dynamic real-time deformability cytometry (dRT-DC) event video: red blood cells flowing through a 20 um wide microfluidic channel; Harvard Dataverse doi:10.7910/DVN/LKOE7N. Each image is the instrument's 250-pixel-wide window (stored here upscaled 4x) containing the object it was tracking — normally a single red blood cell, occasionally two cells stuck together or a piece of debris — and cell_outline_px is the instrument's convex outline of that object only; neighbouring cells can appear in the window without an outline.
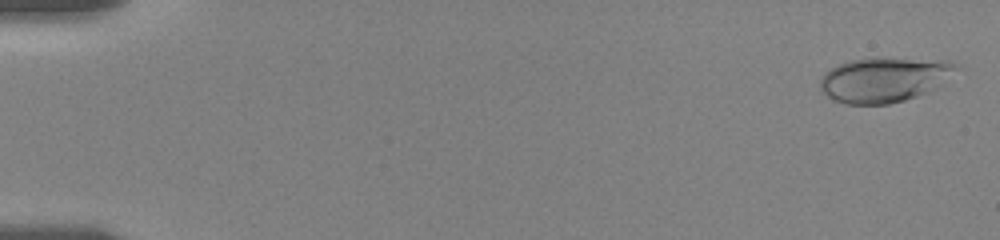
{"species": "human", "species_latin": "Homo sapiens", "temperature_condition": "room temperature", "stored_images_in_passage": 57, "camera_frame_rate_fps": 3000, "um_per_image_px": 0.085, "donor": {"sex": "female"}, "frame": {"image": 1, "passage_image": 3, "time_ms": 0.333, "image_size_px": [1000, 240], "cell_outline_px": [[960, 68], [940, 84], [928, 92], [904, 100], [888, 104], [848, 104], [832, 100], [820, 88], [820, 80], [824, 72], [836, 64], [852, 60], [876, 56], [880, 56], [948, 60], [956, 64]], "centroid_in_image_um": [75.15, 6.73], "position_along_channel_um": 9.8, "area_um2": 36.13}}
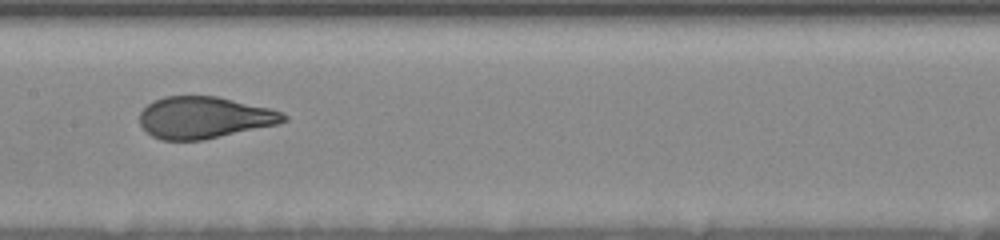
{"frame": {"image": 2, "passage_image": 27, "time_ms": 9.667, "image_size_px": [1000, 240], "cell_outline_px": [[288, 120], [276, 124], [204, 140], [160, 140], [152, 136], [140, 124], [140, 112], [148, 104], [164, 96], [216, 96], [272, 108], [284, 112], [288, 116]], "centroid_in_image_um": [17.38, 9.99], "position_along_channel_um": 190.0, "area_um2": 35.03}}
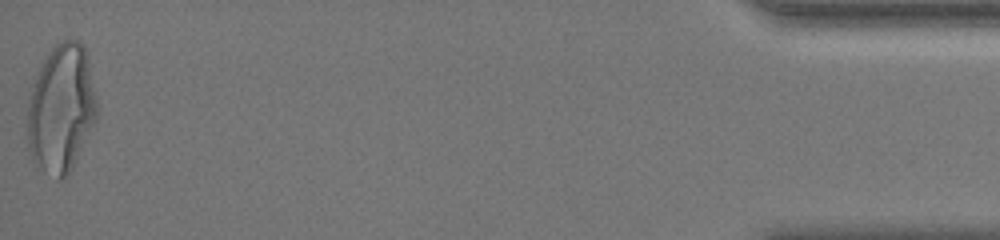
{"frame": {"image": 3, "passage_image": 56, "time_ms": 18.667, "image_size_px": [1000, 240], "cell_outline_px": [[96, 120], [72, 168], [60, 180], [56, 180], [32, 160], [28, 152], [24, 136], [28, 100], [32, 84], [44, 60], [52, 48], [56, 44], [64, 40], [76, 40], [84, 44], [88, 60], [96, 96]], "centroid_in_image_um": [5.16, 9.26], "position_along_channel_um": 430.0, "area_um2": 52.31}, "authors_computed_cell_mechanics": {"area_um2": 35.836, "velocity_mm_per_s": 3.5936, "shape_relaxation_time_tau1_ms": 5.2094, "shape_relaxation_time_tau2_ms": null, "deformation_change_tau1": 0.2134, "deformation_change_tau2": null}}